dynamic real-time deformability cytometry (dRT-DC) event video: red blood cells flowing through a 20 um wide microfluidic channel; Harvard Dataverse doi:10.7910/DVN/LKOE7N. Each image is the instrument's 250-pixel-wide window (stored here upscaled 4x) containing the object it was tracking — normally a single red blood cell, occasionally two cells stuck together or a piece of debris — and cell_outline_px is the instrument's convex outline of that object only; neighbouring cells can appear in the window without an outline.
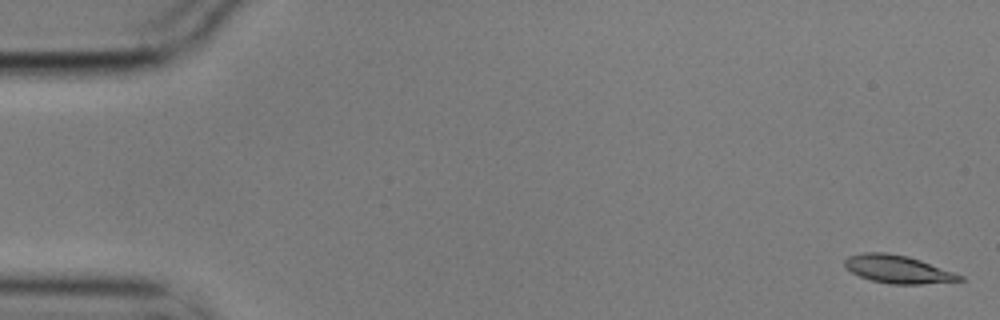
{"species": "common noctule bat (a hibernating species)", "species_latin": "Nyctalus noctula", "temperature_condition": "cold", "stored_images_in_passage": 7, "camera_frame_rate_fps": 3000, "um_per_image_px": 0.085, "animal": {"sex": "male", "body_mass_g": 17.9}, "frame": {"image": 1, "passage_image": 1, "time_ms": 0.0, "image_size_px": [1000, 320], "cell_outline_px": [[964, 280], [920, 284], [892, 284], [872, 280], [860, 276], [852, 272], [844, 264], [844, 260], [848, 256], [864, 252], [884, 252], [908, 256], [920, 260], [964, 276]], "centroid_in_image_um": [76.31, 22.88], "position_along_channel_um": 8.7, "area_um2": 18.44}}
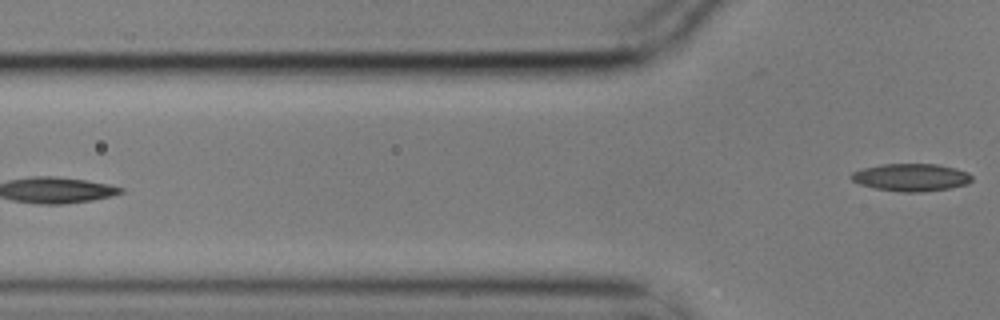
{"frame": {"image": 2, "passage_image": 7, "time_ms": 2.0, "image_size_px": [1000, 320], "cell_outline_px": [[972, 180], [968, 184], [948, 188], [924, 192], [900, 192], [876, 188], [860, 184], [852, 180], [848, 176], [852, 172], [864, 168], [880, 164], [936, 164], [956, 168], [968, 172], [972, 176]], "centroid_in_image_um": [77.45, 15.07], "position_along_channel_um": 48.4, "area_um2": 19.42}}